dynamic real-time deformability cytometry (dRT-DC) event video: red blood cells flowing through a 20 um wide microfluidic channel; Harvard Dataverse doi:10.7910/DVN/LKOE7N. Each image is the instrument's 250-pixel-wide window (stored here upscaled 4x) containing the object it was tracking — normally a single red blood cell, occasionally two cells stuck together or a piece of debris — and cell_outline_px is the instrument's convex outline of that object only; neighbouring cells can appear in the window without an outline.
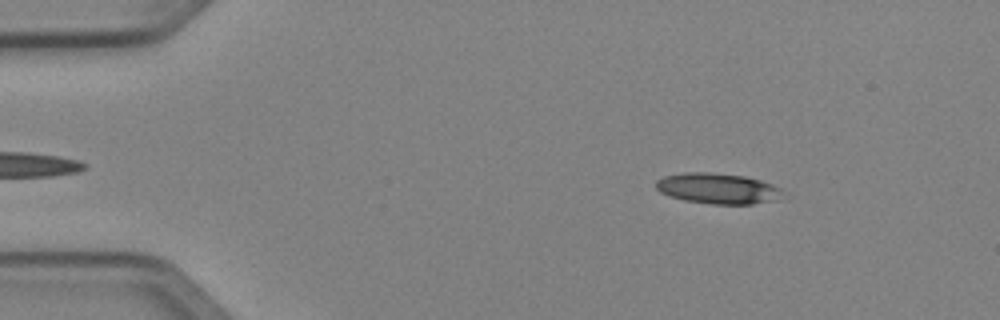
{"species": "Egyptian fruit bat (a non-hibernating species)", "species_latin": "Rousettus aegyptiacus", "temperature_condition": "cold", "stored_images_in_passage": 50, "camera_frame_rate_fps": 3000, "um_per_image_px": 0.085, "animal": {"sex": "female"}, "frame": {"image": 1, "passage_image": 7, "time_ms": 2.0, "image_size_px": [1000, 320], "cell_outline_px": [[780, 188], [768, 200], [752, 204], [712, 204], [684, 200], [660, 192], [656, 188], [656, 180], [664, 176], [688, 172], [704, 172], [744, 176], [760, 180], [772, 184]], "centroid_in_image_um": [60.86, 16.0], "position_along_channel_um": 24.1, "area_um2": 21.73}}
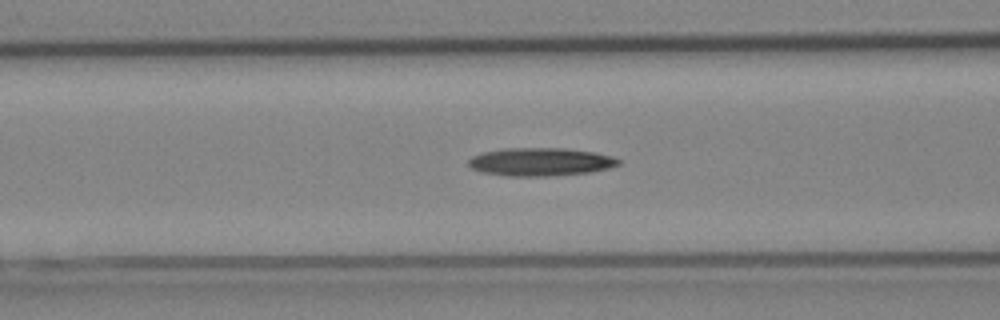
{"frame": {"image": 2, "passage_image": 20, "time_ms": 6.333, "image_size_px": [1000, 320], "cell_outline_px": [[620, 164], [608, 168], [588, 172], [552, 176], [508, 176], [480, 172], [472, 168], [468, 164], [468, 160], [472, 156], [484, 152], [504, 148], [564, 148], [596, 152], [612, 156], [620, 160]], "centroid_in_image_um": [45.93, 13.75], "position_along_channel_um": 120.7, "area_um2": 24.62}}
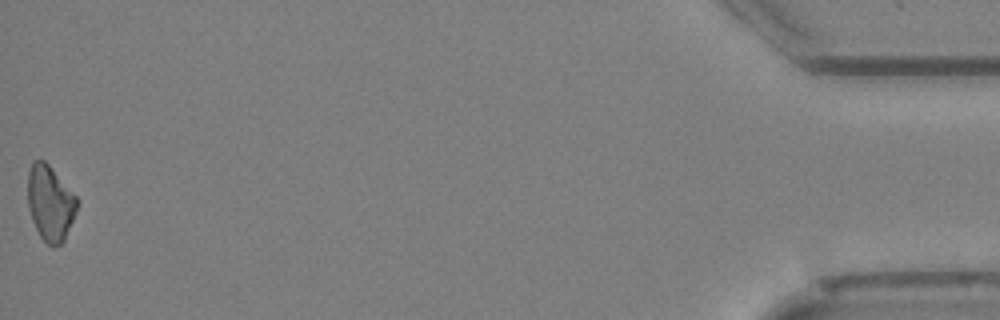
{"frame": {"image": 3, "passage_image": 50, "time_ms": 16.333, "image_size_px": [1000, 320], "cell_outline_px": [[80, 200], [76, 212], [64, 240], [60, 244], [52, 248], [40, 236], [32, 220], [28, 208], [28, 172], [32, 160], [44, 160], [48, 164]], "centroid_in_image_um": [4.27, 17.26], "position_along_channel_um": 430.9, "area_um2": 21.68}}